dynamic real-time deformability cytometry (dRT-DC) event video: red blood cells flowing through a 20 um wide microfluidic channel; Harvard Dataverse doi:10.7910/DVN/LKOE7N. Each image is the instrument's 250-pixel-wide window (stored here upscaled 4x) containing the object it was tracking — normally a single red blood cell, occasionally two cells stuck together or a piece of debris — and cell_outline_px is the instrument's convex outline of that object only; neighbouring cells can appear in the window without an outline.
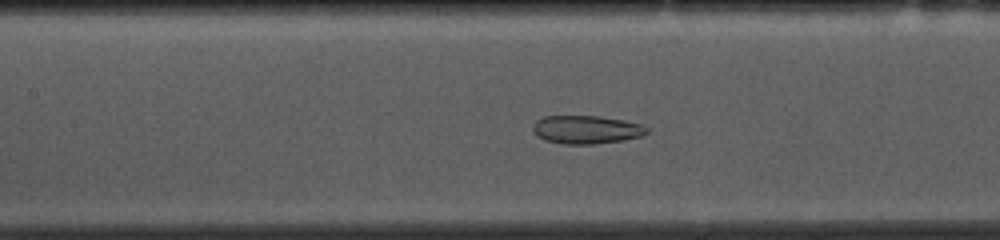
{"species": "common noctule bat (a hibernating species)", "species_latin": "Nyctalus noctula", "temperature_condition": "cold", "stored_images_in_passage": 54, "camera_frame_rate_fps": 3000, "um_per_image_px": 0.085, "animal": {"sex": "female", "body_mass_g": 10.0, "forearm_length_mm": 53.1}, "frame": {"image": 1, "passage_image": 23, "time_ms": 7.333, "image_size_px": [1000, 240], "cell_outline_px": [[648, 132], [640, 136], [624, 140], [592, 144], [560, 144], [544, 140], [536, 136], [532, 128], [532, 124], [536, 120], [544, 116], [600, 116], [624, 120], [640, 124], [648, 128]], "centroid_in_image_um": [49.79, 11.02], "position_along_channel_um": 157.6, "area_um2": 18.9}}
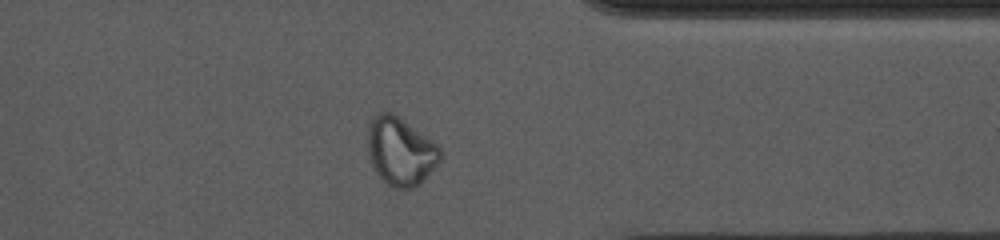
{"frame": {"image": 2, "passage_image": 42, "time_ms": 13.667, "image_size_px": [1000, 240], "cell_outline_px": [[444, 152], [440, 160], [420, 184], [416, 188], [396, 188], [388, 184], [376, 172], [368, 156], [368, 124], [380, 112], [392, 112], [432, 140]], "centroid_in_image_um": [34.05, 12.87], "position_along_channel_um": 377.3, "area_um2": 28.55}}
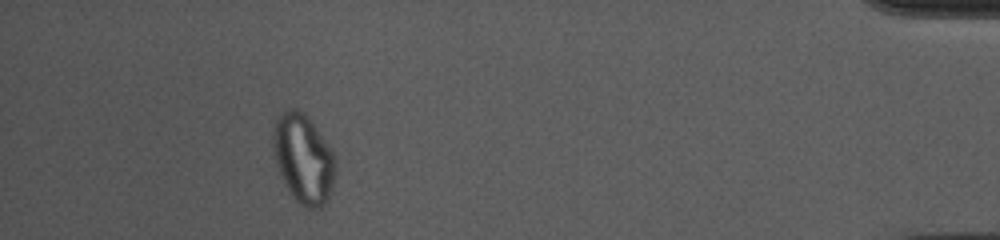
{"frame": {"image": 3, "passage_image": 49, "time_ms": 16.0, "image_size_px": [1000, 240], "cell_outline_px": [[336, 172], [332, 192], [324, 204], [320, 208], [308, 208], [300, 204], [292, 196], [280, 176], [276, 164], [272, 148], [272, 132], [276, 116], [280, 112], [288, 108], [296, 108], [320, 132], [332, 148], [336, 156]], "centroid_in_image_um": [25.79, 13.49], "position_along_channel_um": 409.4, "area_um2": 32.89}, "authors_computed_cell_mechanics": {"area_um2": 26.1256, "velocity_mm_per_s": 3.63, "shape_relaxation_time_tau1_ms": null, "shape_relaxation_time_tau2_ms": 2.1979, "deformation_change_tau1": null, "deformation_change_tau2": 0.0701}}